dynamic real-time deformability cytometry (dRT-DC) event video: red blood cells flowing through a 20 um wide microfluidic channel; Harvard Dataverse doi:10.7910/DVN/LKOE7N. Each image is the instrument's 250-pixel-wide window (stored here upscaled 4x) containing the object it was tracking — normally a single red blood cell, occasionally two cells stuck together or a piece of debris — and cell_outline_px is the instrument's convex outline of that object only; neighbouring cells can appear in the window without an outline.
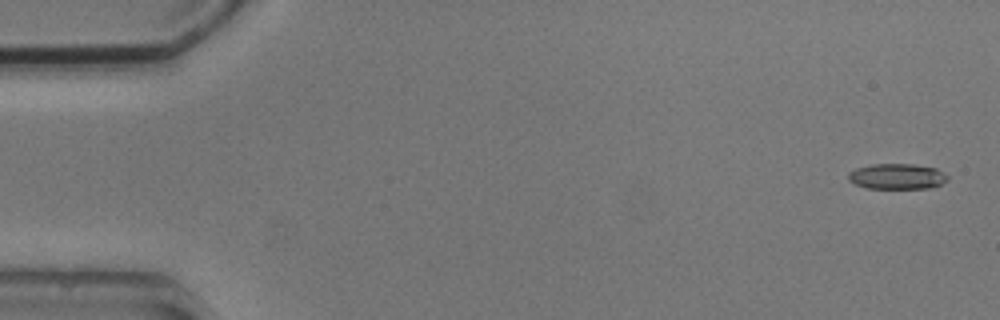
{"species": "common noctule bat (a hibernating species)", "species_latin": "Nyctalus noctula", "temperature_condition": "cold", "stored_images_in_passage": 5, "camera_frame_rate_fps": 3000, "um_per_image_px": 0.085, "animal": {"sex": "male", "body_mass_g": 20.5, "forearm_length_mm": 52.5}, "frame": {"image": 1, "passage_image": 1, "time_ms": 0.0, "image_size_px": [1000, 320], "cell_outline_px": [[948, 180], [932, 188], [868, 188], [856, 184], [848, 180], [848, 172], [856, 168], [872, 164], [912, 164], [936, 168], [944, 172], [948, 176]], "centroid_in_image_um": [76.26, 14.99], "position_along_channel_um": 8.7, "area_um2": 14.8}}
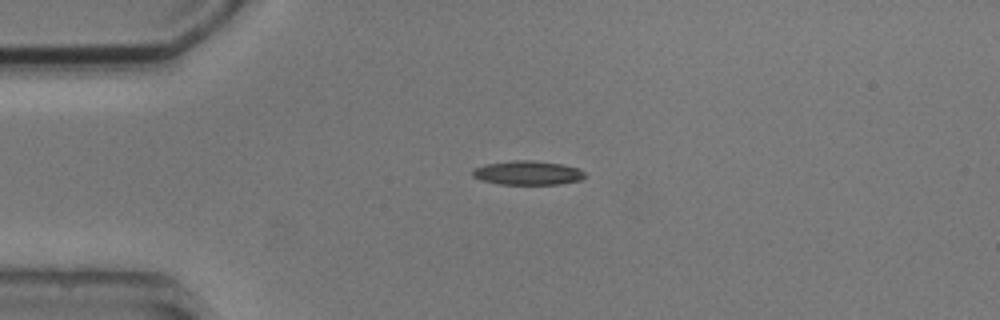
{"frame": {"image": 2, "passage_image": 4, "time_ms": 3.667, "image_size_px": [1000, 320], "cell_outline_px": [[584, 176], [580, 180], [560, 184], [496, 184], [480, 180], [472, 176], [472, 172], [476, 168], [484, 164], [516, 160], [532, 160], [560, 164], [576, 168], [584, 172]], "centroid_in_image_um": [44.8, 14.7], "position_along_channel_um": 40.2, "area_um2": 15.61}}